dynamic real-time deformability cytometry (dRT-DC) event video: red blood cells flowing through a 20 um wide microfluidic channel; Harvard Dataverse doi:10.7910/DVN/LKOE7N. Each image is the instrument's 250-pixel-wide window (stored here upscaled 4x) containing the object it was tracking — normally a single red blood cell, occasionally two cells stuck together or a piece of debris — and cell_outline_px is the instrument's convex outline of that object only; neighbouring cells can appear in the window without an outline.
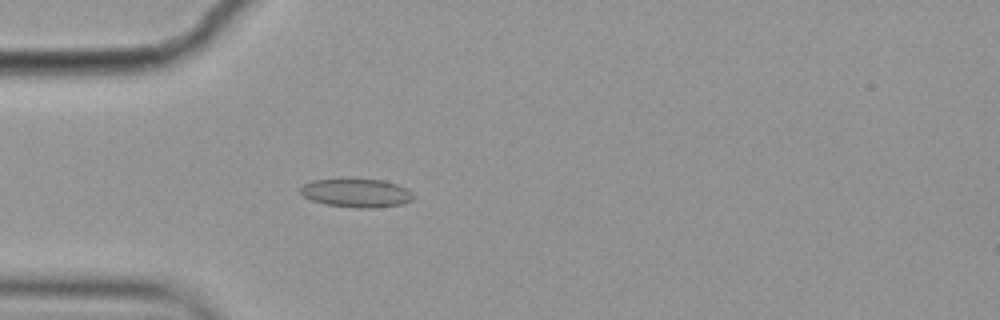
{"species": "common noctule bat (a hibernating species)", "species_latin": "Nyctalus noctula", "temperature_condition": "cold", "stored_images_in_passage": 5, "camera_frame_rate_fps": 3000, "um_per_image_px": 0.085, "animal": {"sex": "female", "body_mass_g": 19.9}, "frame": {"image": 1, "passage_image": 5, "time_ms": 1.333, "image_size_px": [1000, 320], "cell_outline_px": [[416, 196], [412, 200], [400, 204], [376, 208], [356, 208], [324, 204], [312, 200], [304, 196], [300, 192], [300, 188], [304, 184], [312, 180], [384, 180], [408, 188]], "centroid_in_image_um": [30.34, 16.42], "position_along_channel_um": 54.7, "area_um2": 18.67}}